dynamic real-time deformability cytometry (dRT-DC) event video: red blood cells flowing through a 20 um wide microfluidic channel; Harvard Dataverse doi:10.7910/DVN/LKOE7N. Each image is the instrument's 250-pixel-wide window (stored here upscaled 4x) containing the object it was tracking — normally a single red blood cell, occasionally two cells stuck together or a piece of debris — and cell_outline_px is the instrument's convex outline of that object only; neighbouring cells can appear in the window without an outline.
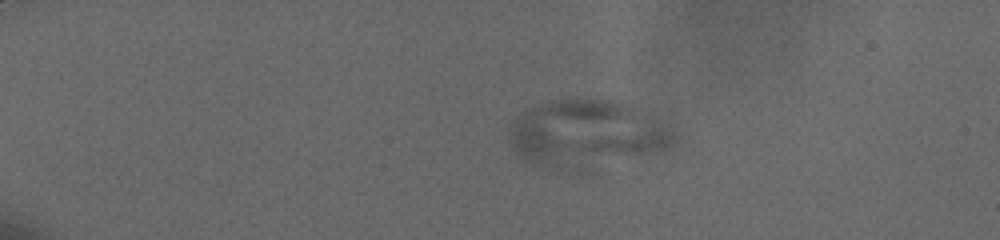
{"species": "human", "species_latin": "Homo sapiens", "temperature_condition": "cold", "stored_images_in_passage": 19, "camera_frame_rate_fps": 3000, "um_per_image_px": 0.085, "donor": {"sex": "male"}, "frame": {"image": 1, "passage_image": 3, "time_ms": 0.333, "image_size_px": [1000, 240], "cell_outline_px": [[680, 140], [676, 148], [592, 172], [564, 172], [524, 164], [512, 148], [508, 140], [508, 128], [512, 116], [524, 108], [536, 104], [552, 100], [612, 100], [660, 116], [680, 132]], "centroid_in_image_um": [49.94, 11.47], "position_along_channel_um": 35.1, "area_um2": 69.36}}